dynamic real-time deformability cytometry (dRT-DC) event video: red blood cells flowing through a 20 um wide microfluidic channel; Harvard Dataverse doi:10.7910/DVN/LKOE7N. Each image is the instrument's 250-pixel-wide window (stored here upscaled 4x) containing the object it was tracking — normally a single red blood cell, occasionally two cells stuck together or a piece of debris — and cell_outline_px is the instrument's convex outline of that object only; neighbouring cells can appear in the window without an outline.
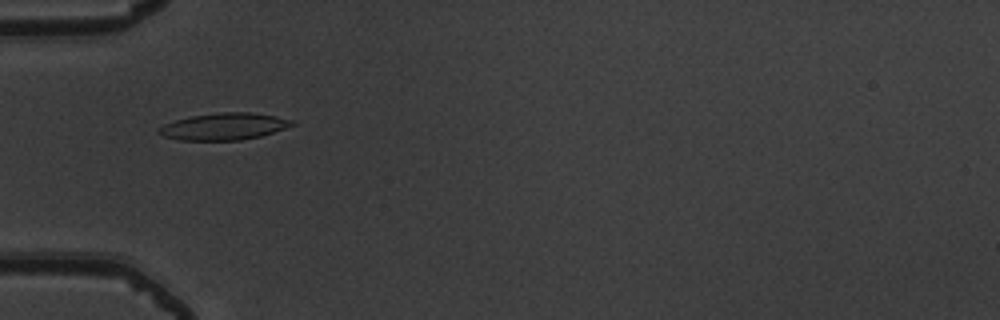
{"species": "common noctule bat (a hibernating species)", "species_latin": "Nyctalus noctula", "temperature_condition": "warm", "stored_images_in_passage": 36, "camera_frame_rate_fps": 3000, "um_per_image_px": 0.085, "animal": {"sex": "male", "body_mass_g": 19.5, "forearm_length_mm": 54.6}, "frame": {"image": 1, "passage_image": 1, "time_ms": 0.0, "image_size_px": [1000, 320], "cell_outline_px": [[296, 124], [260, 136], [240, 140], [180, 140], [164, 136], [156, 132], [156, 128], [164, 124], [176, 120], [192, 116], [216, 112], [252, 112], [276, 116], [296, 120]], "centroid_in_image_um": [19.04, 10.74], "position_along_channel_um": 66.0, "area_um2": 20.92}}
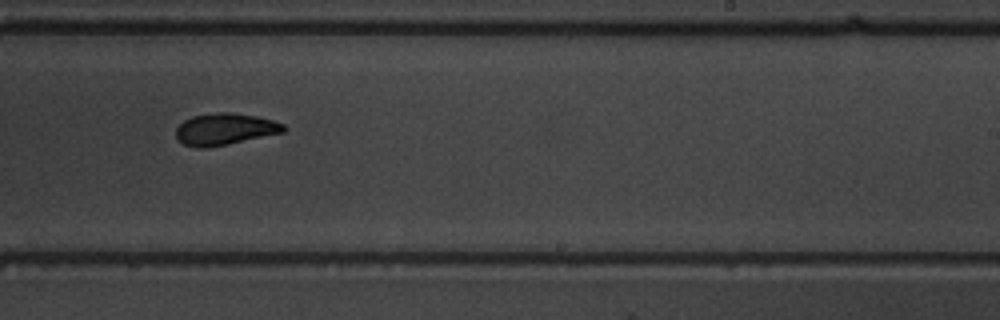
{"frame": {"image": 2, "passage_image": 17, "time_ms": 5.333, "image_size_px": [1000, 320], "cell_outline_px": [[288, 128], [284, 132], [228, 144], [204, 148], [196, 148], [184, 144], [176, 136], [176, 128], [184, 120], [192, 116], [216, 112], [228, 112], [256, 116], [272, 120], [284, 124]], "centroid_in_image_um": [19.12, 10.97], "position_along_channel_um": 269.9, "area_um2": 19.83}}
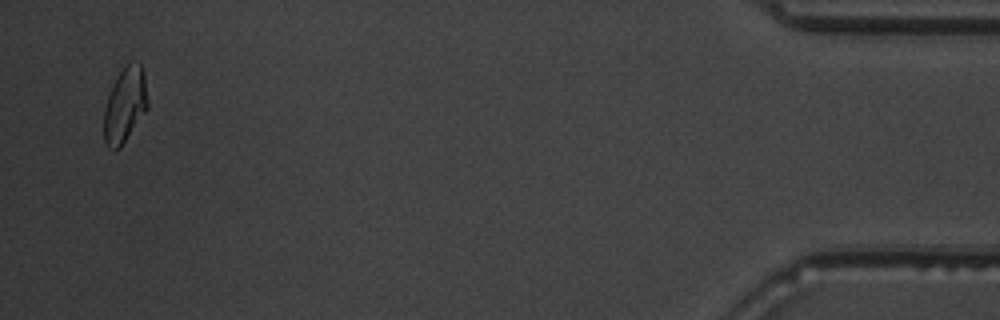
{"frame": {"image": 3, "passage_image": 35, "time_ms": 11.333, "image_size_px": [1000, 320], "cell_outline_px": [[148, 108], [120, 148], [108, 148], [104, 144], [104, 108], [108, 96], [120, 72], [132, 60], [140, 60], [144, 72], [148, 100]], "centroid_in_image_um": [10.64, 8.91], "position_along_channel_um": 424.6, "area_um2": 19.13}, "authors_computed_cell_mechanics": {"area_um2": 19.7676, "velocity_mm_per_s": 3.8635, "shape_relaxation_time_tau1_ms": 5.2391, "shape_relaxation_time_tau2_ms": 2.2897, "deformation_change_tau1": 0.1942, "deformation_change_tau2": 0.0796}}